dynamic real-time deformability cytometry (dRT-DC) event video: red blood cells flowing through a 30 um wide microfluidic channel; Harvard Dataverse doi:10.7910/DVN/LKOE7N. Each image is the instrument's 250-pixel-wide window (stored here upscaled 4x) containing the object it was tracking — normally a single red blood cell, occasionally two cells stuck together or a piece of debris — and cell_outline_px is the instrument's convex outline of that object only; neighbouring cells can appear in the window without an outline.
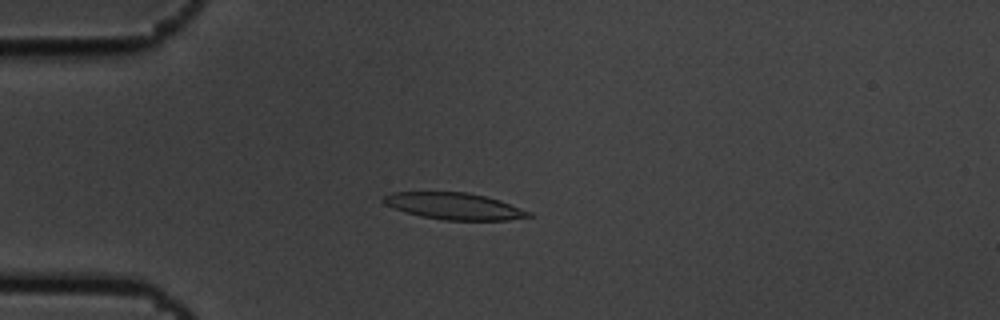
{"species": "common noctule bat (a hibernating species)", "species_latin": "Nyctalus noctula", "temperature_condition": "cold", "stored_images_in_passage": 10, "camera_frame_rate_fps": 3000, "um_per_image_px": 0.085, "animal": {"sex": "male", "body_mass_g": 19.5, "forearm_length_mm": 54.6}, "frame": {"image": 1, "passage_image": 3, "time_ms": 0.667, "image_size_px": [1000, 320], "cell_outline_px": [[532, 216], [508, 220], [444, 220], [420, 216], [404, 212], [384, 204], [380, 200], [384, 196], [392, 192], [468, 192], [500, 200], [532, 212]], "centroid_in_image_um": [38.59, 17.52], "position_along_channel_um": 46.4, "area_um2": 22.66}}
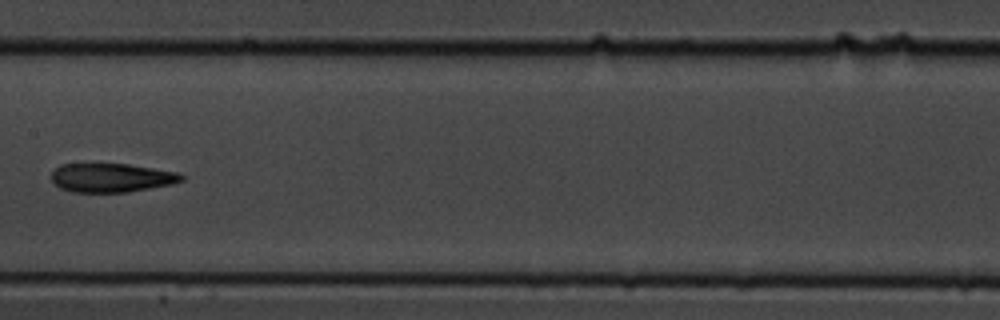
{"frame": {"image": 2, "passage_image": 7, "time_ms": 2.0, "image_size_px": [1000, 320], "cell_outline_px": [[184, 180], [172, 184], [128, 192], [72, 192], [60, 188], [52, 180], [52, 172], [60, 164], [128, 164], [180, 172], [184, 176]], "centroid_in_image_um": [9.51, 15.1], "position_along_channel_um": 197.9, "area_um2": 21.91}}
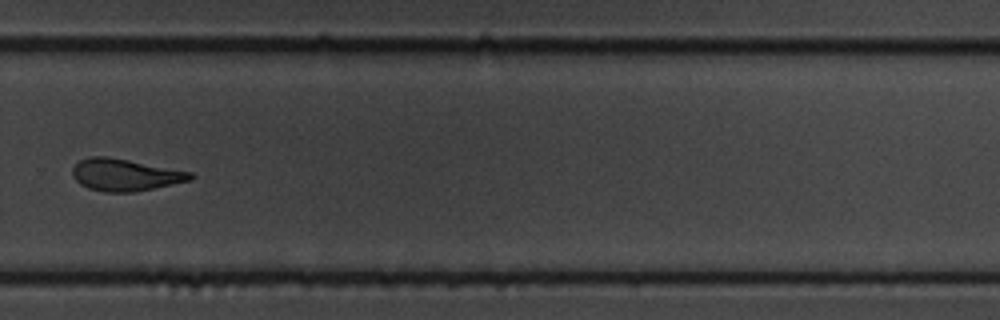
{"frame": {"image": 3, "passage_image": 10, "time_ms": 3.0, "image_size_px": [1000, 320], "cell_outline_px": [[196, 176], [192, 180], [132, 192], [104, 192], [88, 188], [80, 184], [72, 176], [72, 168], [80, 160], [88, 156], [108, 156], [192, 172]], "centroid_in_image_um": [10.62, 14.85], "position_along_channel_um": 319.2, "area_um2": 22.02}}